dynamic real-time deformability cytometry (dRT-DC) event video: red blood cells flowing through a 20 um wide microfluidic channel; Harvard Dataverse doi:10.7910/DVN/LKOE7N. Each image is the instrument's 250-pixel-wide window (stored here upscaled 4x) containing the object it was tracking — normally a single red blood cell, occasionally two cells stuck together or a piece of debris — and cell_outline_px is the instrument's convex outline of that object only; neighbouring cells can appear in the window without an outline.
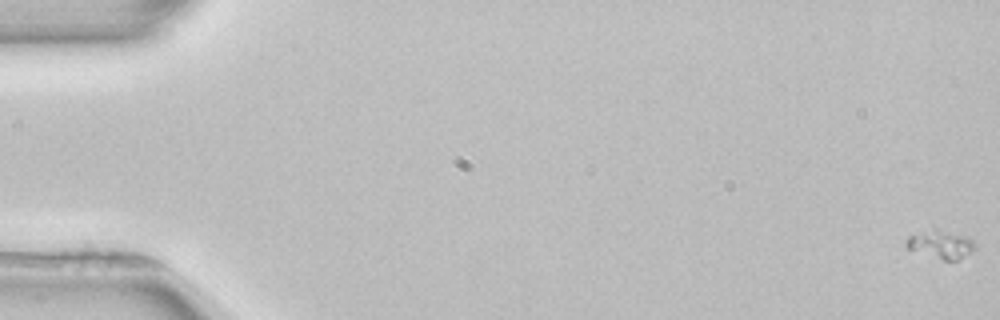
{"species": "common noctule bat (a hibernating species)", "species_latin": "Nyctalus noctula", "temperature_condition": "room temperature", "stored_images_in_passage": 54, "camera_frame_rate_fps": 3000, "um_per_image_px": 0.085, "animal": {"sex": "female", "body_mass_g": 22.7, "forearm_length_mm": 54.2}, "frame": {"image": 1, "passage_image": 1, "time_ms": 0.0, "image_size_px": [1000, 320], "cell_outline_px": [[976, 248], [972, 252], [956, 260], [944, 260], [904, 248], [904, 240], [908, 236], [936, 228], [968, 236], [976, 244]], "centroid_in_image_um": [79.95, 20.76], "position_along_channel_um": 5.0, "area_um2": 11.44}}